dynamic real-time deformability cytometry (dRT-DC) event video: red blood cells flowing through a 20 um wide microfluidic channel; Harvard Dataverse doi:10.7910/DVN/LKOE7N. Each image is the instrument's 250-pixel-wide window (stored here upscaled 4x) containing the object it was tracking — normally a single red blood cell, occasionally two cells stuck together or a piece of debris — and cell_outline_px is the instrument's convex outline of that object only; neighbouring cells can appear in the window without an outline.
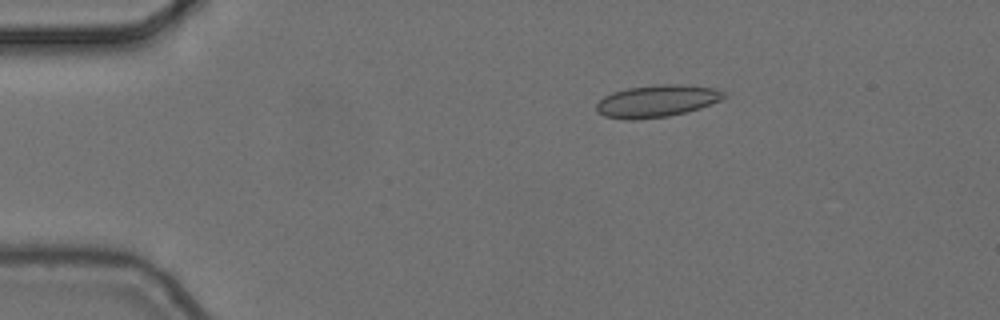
{"species": "common noctule bat (a hibernating species)", "species_latin": "Nyctalus noctula", "temperature_condition": "cold", "stored_images_in_passage": 5, "camera_frame_rate_fps": 3000, "um_per_image_px": 0.085, "animal": {"sex": "female", "body_mass_g": 24.6, "forearm_length_mm": 56.2}, "frame": {"image": 1, "passage_image": 3, "time_ms": 0.667, "image_size_px": [1000, 320], "cell_outline_px": [[728, 96], [720, 100], [700, 108], [668, 116], [636, 120], [628, 120], [604, 116], [596, 112], [596, 104], [604, 96], [612, 92], [628, 88], [660, 84], [680, 84], [716, 88], [724, 92]], "centroid_in_image_um": [55.82, 8.59], "position_along_channel_um": 29.2, "area_um2": 23.93}}